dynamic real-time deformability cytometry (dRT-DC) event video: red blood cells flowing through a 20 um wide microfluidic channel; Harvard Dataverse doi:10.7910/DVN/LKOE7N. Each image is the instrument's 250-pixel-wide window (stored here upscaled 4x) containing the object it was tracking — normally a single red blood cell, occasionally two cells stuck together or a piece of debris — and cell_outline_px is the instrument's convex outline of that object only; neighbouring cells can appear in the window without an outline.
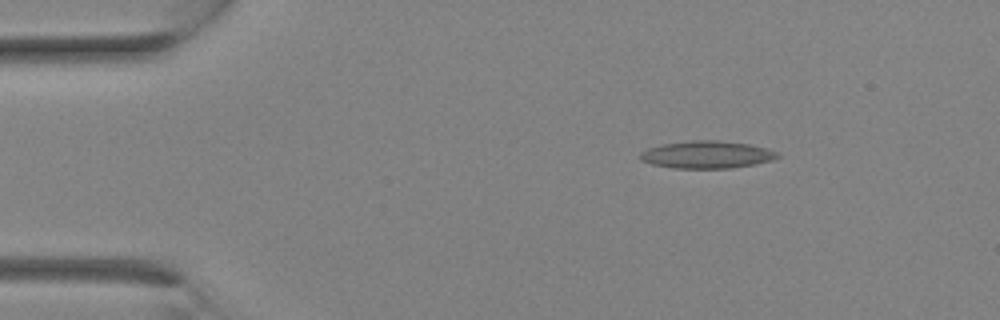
{"species": "Egyptian fruit bat (a non-hibernating species)", "species_latin": "Rousettus aegyptiacus", "temperature_condition": "room temperature", "stored_images_in_passage": 12, "camera_frame_rate_fps": 3000, "um_per_image_px": 0.085, "animal": {"sex": "female"}, "frame": {"image": 1, "passage_image": 1, "time_ms": 0.0, "image_size_px": [1000, 320], "cell_outline_px": [[780, 156], [772, 160], [756, 164], [728, 168], [672, 168], [652, 164], [640, 160], [640, 152], [648, 148], [660, 144], [692, 140], [720, 140], [748, 144], [768, 148], [780, 152]], "centroid_in_image_um": [60.09, 13.14], "position_along_channel_um": 24.9, "area_um2": 22.14}}
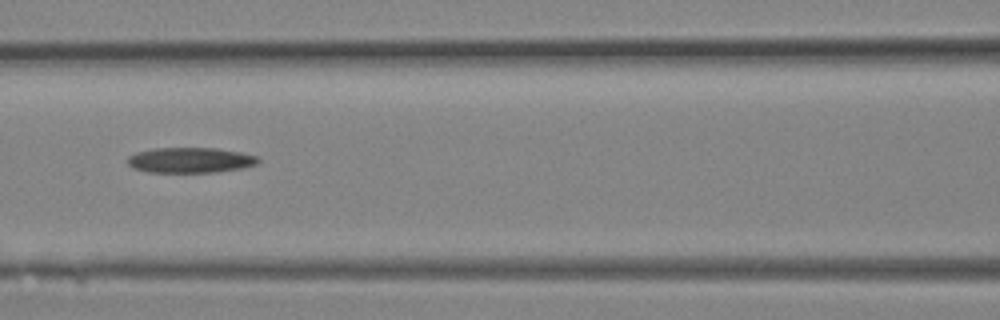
{"frame": {"image": 2, "passage_image": 9, "time_ms": 2.667, "image_size_px": [1000, 320], "cell_outline_px": [[260, 160], [256, 164], [240, 168], [212, 172], [148, 172], [132, 168], [128, 164], [128, 156], [136, 152], [152, 148], [216, 148], [240, 152], [256, 156]], "centroid_in_image_um": [16.12, 13.6], "position_along_channel_um": 150.5, "area_um2": 19.19}}
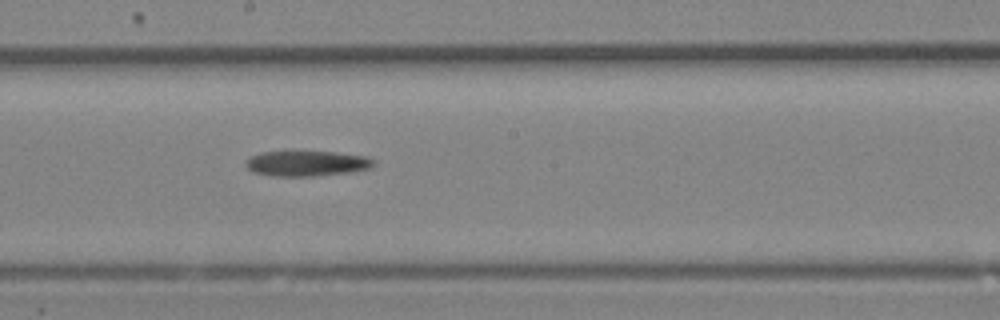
{"frame": {"image": 3, "passage_image": 12, "time_ms": 3.667, "image_size_px": [1000, 320], "cell_outline_px": [[376, 164], [372, 168], [348, 172], [312, 176], [272, 176], [252, 172], [244, 164], [252, 156], [260, 152], [292, 148], [336, 152], [368, 156], [376, 160]], "centroid_in_image_um": [26.07, 13.83], "position_along_channel_um": 222.1, "area_um2": 20.0}}